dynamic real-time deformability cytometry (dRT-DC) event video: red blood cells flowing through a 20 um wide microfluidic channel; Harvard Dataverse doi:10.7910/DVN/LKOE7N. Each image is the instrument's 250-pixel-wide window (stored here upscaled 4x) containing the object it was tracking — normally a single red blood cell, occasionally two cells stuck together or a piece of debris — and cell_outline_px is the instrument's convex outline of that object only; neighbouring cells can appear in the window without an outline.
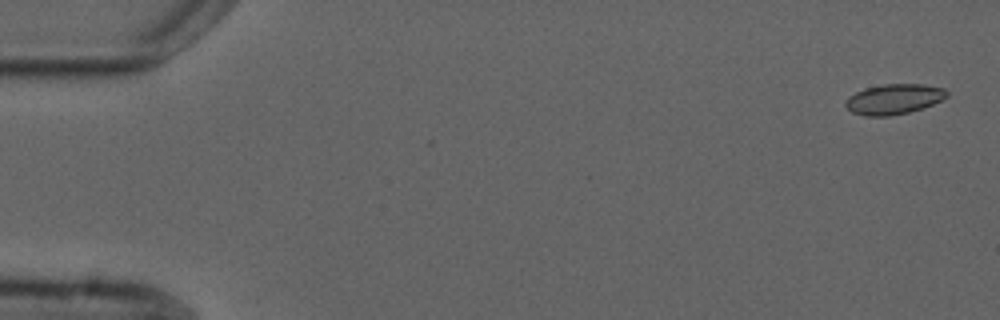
{"species": "common noctule bat (a hibernating species)", "species_latin": "Nyctalus noctula", "temperature_condition": "cold", "stored_images_in_passage": 2, "camera_frame_rate_fps": 3000, "um_per_image_px": 0.085, "animal": {"sex": "male", "forearm_length_mm": 52.5}, "frame": {"image": 1, "passage_image": 2, "time_ms": 1.667, "image_size_px": [1000, 320], "cell_outline_px": [[948, 96], [924, 108], [908, 112], [888, 116], [864, 116], [852, 112], [844, 104], [848, 96], [864, 88], [884, 84], [924, 84], [944, 88], [948, 92]], "centroid_in_image_um": [75.97, 8.42], "position_along_channel_um": 9.0, "area_um2": 17.86}}